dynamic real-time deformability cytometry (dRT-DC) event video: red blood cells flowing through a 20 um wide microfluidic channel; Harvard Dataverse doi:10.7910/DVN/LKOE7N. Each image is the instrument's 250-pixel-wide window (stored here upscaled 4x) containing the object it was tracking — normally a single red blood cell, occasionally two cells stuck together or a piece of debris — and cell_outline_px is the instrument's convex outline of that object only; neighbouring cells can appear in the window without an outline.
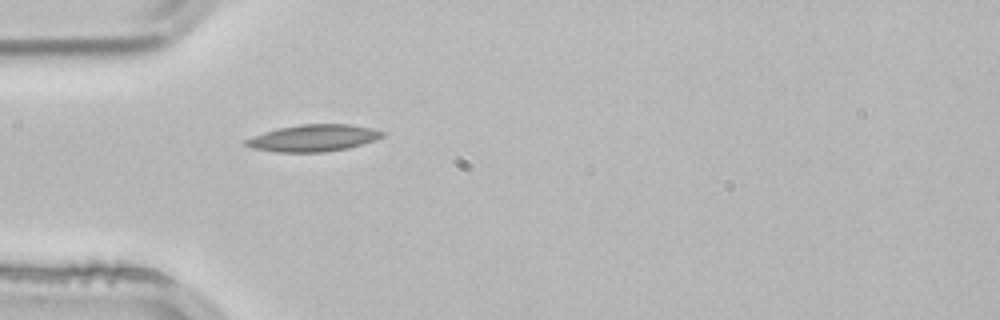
{"species": "common noctule bat (a hibernating species)", "species_latin": "Nyctalus noctula", "temperature_condition": "room temperature", "stored_images_in_passage": 4, "camera_frame_rate_fps": 3000, "um_per_image_px": 0.085, "animal": {"sex": "male", "body_mass_g": 21.5, "forearm_length_mm": 52.0}, "frame": {"image": 1, "passage_image": 4, "time_ms": 1.0, "image_size_px": [1000, 320], "cell_outline_px": [[384, 136], [348, 148], [324, 152], [280, 152], [252, 148], [244, 144], [244, 140], [252, 136], [264, 132], [280, 128], [300, 124], [352, 124], [372, 128], [384, 132]], "centroid_in_image_um": [26.62, 11.73], "position_along_channel_um": 58.4, "area_um2": 21.15}}